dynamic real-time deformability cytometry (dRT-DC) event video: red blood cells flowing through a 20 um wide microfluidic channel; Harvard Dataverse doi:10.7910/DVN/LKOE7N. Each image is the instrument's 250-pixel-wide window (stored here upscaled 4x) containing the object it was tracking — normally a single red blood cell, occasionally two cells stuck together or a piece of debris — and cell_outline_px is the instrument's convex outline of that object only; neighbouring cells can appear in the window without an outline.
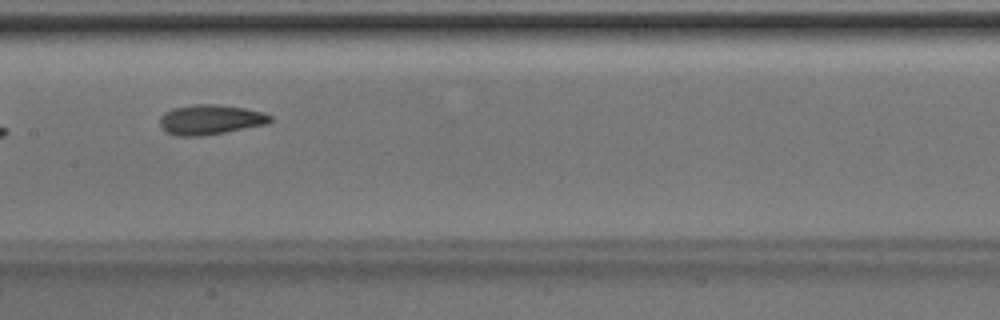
{"species": "Egyptian fruit bat (a non-hibernating species)", "species_latin": "Rousettus aegyptiacus", "temperature_condition": "room temperature", "stored_images_in_passage": 7, "camera_frame_rate_fps": 3000, "um_per_image_px": 0.085, "animal": {"sex": "male"}, "frame": {"image": 1, "passage_image": 7, "time_ms": 2.0, "image_size_px": [1000, 320], "cell_outline_px": [[272, 120], [268, 124], [204, 136], [176, 136], [164, 132], [160, 124], [160, 116], [164, 112], [172, 108], [192, 104], [216, 104], [244, 108], [264, 112], [272, 116]], "centroid_in_image_um": [17.86, 10.17], "position_along_channel_um": 189.5, "area_um2": 19.54}}